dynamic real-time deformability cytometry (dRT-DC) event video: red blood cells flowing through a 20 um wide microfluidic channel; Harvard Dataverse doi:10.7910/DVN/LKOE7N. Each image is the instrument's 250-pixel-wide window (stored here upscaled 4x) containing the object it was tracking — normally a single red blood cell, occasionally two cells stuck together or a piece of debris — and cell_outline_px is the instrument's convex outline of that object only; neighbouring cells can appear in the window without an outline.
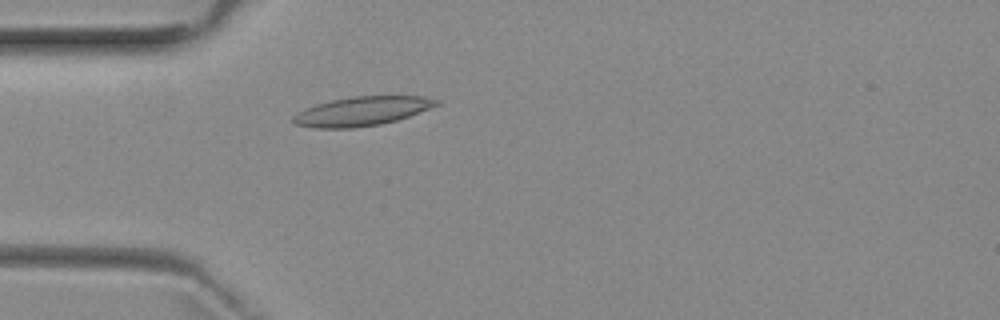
{"species": "common noctule bat (a hibernating species)", "species_latin": "Nyctalus noctula", "temperature_condition": "room temperature", "stored_images_in_passage": 4, "camera_frame_rate_fps": 3000, "um_per_image_px": 0.085, "animal": {"sex": "female", "body_mass_g": 29.2, "forearm_length_mm": 56.3}, "frame": {"image": 1, "passage_image": 4, "time_ms": 3.667, "image_size_px": [1000, 320], "cell_outline_px": [[440, 104], [408, 116], [396, 120], [380, 124], [352, 128], [312, 128], [296, 124], [292, 120], [292, 116], [304, 108], [316, 104], [332, 100], [352, 96], [424, 96], [440, 100]], "centroid_in_image_um": [30.74, 9.45], "position_along_channel_um": 54.3, "area_um2": 24.22}}